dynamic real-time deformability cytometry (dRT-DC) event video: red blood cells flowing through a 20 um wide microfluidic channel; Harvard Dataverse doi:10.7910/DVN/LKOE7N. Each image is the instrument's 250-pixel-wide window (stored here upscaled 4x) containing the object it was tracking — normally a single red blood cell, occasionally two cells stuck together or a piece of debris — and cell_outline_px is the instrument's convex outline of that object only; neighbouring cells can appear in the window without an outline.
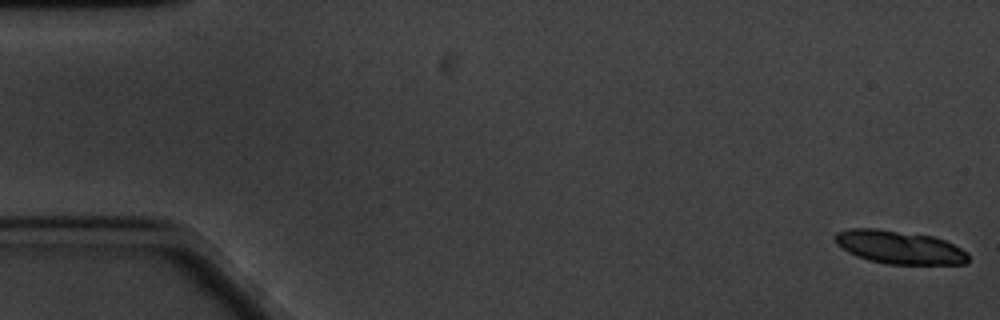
{"species": "common noctule bat (a hibernating species)", "species_latin": "Nyctalus noctula", "temperature_condition": "cold", "stored_images_in_passage": 18, "camera_frame_rate_fps": 3000, "um_per_image_px": 0.085, "animal": {"sex": "male", "body_mass_g": 20.1, "forearm_length_mm": 53.5}, "frame": {"image": 1, "passage_image": 1, "time_ms": 0.0, "image_size_px": [1000, 320], "cell_outline_px": [[968, 260], [964, 264], [888, 264], [868, 260], [856, 256], [848, 252], [836, 244], [836, 232], [848, 228], [876, 228], [932, 236], [944, 240], [968, 252]], "centroid_in_image_um": [76.43, 21.01], "position_along_channel_um": 8.6, "area_um2": 25.72}}